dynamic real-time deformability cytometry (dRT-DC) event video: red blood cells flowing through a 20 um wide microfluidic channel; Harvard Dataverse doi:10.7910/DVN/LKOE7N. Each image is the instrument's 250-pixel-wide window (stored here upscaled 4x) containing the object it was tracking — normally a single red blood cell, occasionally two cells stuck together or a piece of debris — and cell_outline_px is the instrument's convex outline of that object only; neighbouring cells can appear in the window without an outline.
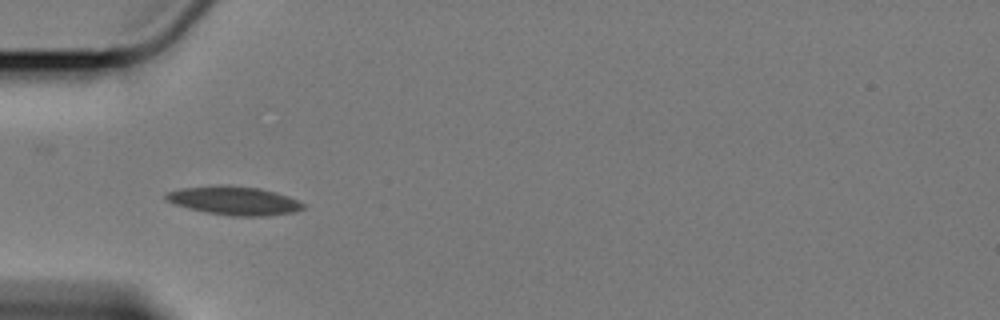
{"species": "Egyptian fruit bat (a non-hibernating species)", "species_latin": "Rousettus aegyptiacus", "temperature_condition": "cold", "stored_images_in_passage": 41, "camera_frame_rate_fps": 3000, "um_per_image_px": 0.085, "animal": {"sex": "female"}, "frame": {"image": 1, "passage_image": 1, "time_ms": 0.0, "image_size_px": [1000, 320], "cell_outline_px": [[304, 208], [296, 212], [268, 216], [232, 216], [204, 212], [188, 208], [164, 200], [164, 192], [180, 188], [220, 184], [260, 188], [276, 192], [288, 196], [304, 204]], "centroid_in_image_um": [19.86, 17.05], "position_along_channel_um": 65.1, "area_um2": 23.18}}
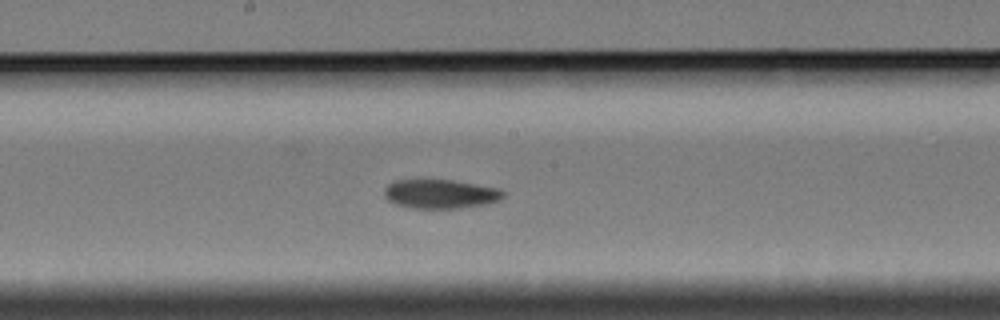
{"frame": {"image": 2, "passage_image": 14, "time_ms": 4.333, "image_size_px": [1000, 320], "cell_outline_px": [[504, 196], [500, 200], [488, 204], [460, 208], [408, 208], [396, 204], [388, 200], [384, 196], [384, 188], [388, 184], [396, 180], [452, 180], [500, 188], [504, 192]], "centroid_in_image_um": [37.44, 16.49], "position_along_channel_um": 210.8, "area_um2": 20.29}}
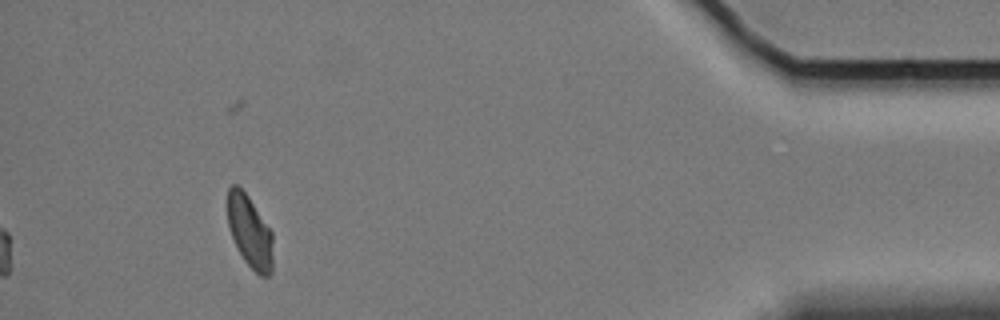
{"frame": {"image": 3, "passage_image": 37, "time_ms": 12.0, "image_size_px": [1000, 320], "cell_outline_px": [[272, 272], [268, 276], [260, 276], [244, 260], [232, 236], [228, 224], [228, 188], [232, 184], [236, 184], [248, 196], [272, 232]], "centroid_in_image_um": [21.24, 19.69], "position_along_channel_um": 414.0, "area_um2": 18.73}, "authors_computed_cell_mechanics": {"area_um2": 20.3456, "velocity_mm_per_s": 3.3824, "shape_relaxation_time_tau1_ms": 4.4344, "shape_relaxation_time_tau2_ms": 4.2646, "deformation_change_tau1": 0.1309, "deformation_change_tau2": 0.0911}}